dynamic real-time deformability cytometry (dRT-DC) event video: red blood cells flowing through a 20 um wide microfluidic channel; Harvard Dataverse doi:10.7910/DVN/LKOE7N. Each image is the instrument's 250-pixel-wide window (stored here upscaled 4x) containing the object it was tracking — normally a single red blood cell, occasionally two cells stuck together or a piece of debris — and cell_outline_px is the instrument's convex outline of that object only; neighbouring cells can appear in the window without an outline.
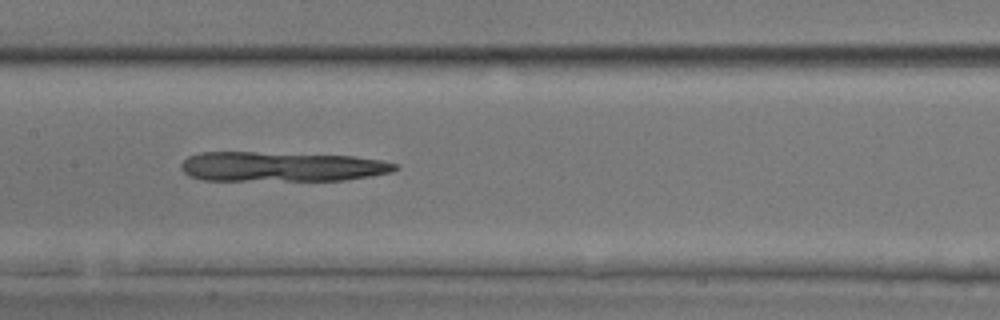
{"species": "common noctule bat (a hibernating species)", "species_latin": "Nyctalus noctula", "temperature_condition": "room temperature", "stored_images_in_passage": 52, "camera_frame_rate_fps": 3000, "um_per_image_px": 0.085, "animal": {"sex": "male", "body_mass_g": 17.9, "forearm_length_mm": 54.2}, "frame": {"image": 1, "passage_image": 26, "time_ms": 8.333, "image_size_px": [1000, 320], "cell_outline_px": [[400, 168], [392, 172], [344, 180], [200, 180], [188, 176], [180, 168], [180, 164], [188, 156], [200, 152], [252, 152], [352, 156], [380, 160], [400, 164]], "centroid_in_image_um": [23.9, 14.16], "position_along_channel_um": 183.5, "area_um2": 37.17}}
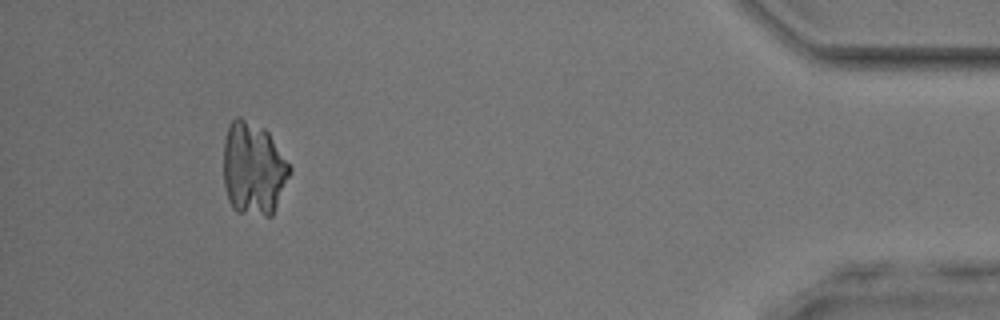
{"frame": {"image": 2, "passage_image": 48, "time_ms": 15.667, "image_size_px": [1000, 320], "cell_outline_px": [[292, 172], [272, 216], [264, 216], [236, 212], [232, 208], [228, 200], [224, 184], [224, 140], [228, 128], [232, 120], [236, 116], [240, 116], [264, 128], [268, 132], [292, 168]], "centroid_in_image_um": [21.54, 14.35], "position_along_channel_um": 413.7, "area_um2": 36.18}}